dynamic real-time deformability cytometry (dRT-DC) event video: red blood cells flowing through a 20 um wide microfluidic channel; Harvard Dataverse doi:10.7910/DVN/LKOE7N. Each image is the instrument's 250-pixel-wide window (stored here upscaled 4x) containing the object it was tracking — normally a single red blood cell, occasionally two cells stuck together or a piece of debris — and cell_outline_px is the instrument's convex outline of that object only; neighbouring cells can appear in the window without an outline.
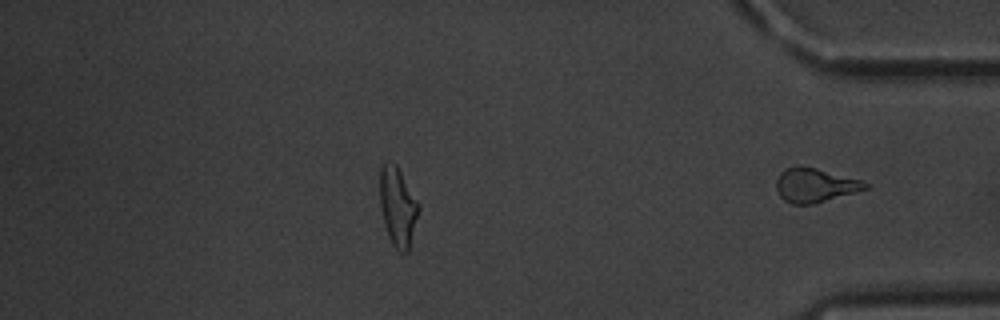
{"species": "common noctule bat (a hibernating species)", "species_latin": "Nyctalus noctula", "temperature_condition": "warm", "stored_images_in_passage": 52, "segment_of_instrument_passage": [2, 2], "camera_frame_rate_fps": 3000, "um_per_image_px": 0.085, "animal": {"sex": "male", "body_mass_g": 20.1, "forearm_length_mm": 53.5}, "frame": {"image": 1, "passage_image": 52, "time_ms": 17.0, "image_size_px": [1000, 320], "cell_outline_px": [[868, 188], [856, 192], [812, 204], [792, 204], [784, 200], [776, 192], [776, 180], [780, 172], [784, 168], [816, 168], [860, 180], [868, 184]], "centroid_in_image_um": [69.24, 15.77], "position_along_channel_um": 366.0, "area_um2": 17.22}}